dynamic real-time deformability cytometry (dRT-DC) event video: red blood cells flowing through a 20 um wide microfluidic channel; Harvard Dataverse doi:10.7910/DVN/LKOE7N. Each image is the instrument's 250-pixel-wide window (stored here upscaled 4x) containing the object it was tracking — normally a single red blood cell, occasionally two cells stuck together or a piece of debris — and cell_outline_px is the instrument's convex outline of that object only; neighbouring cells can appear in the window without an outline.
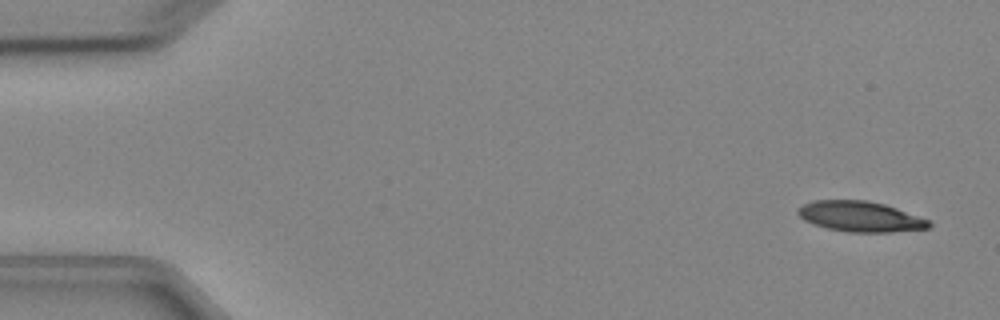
{"species": "Egyptian fruit bat (a non-hibernating species)", "species_latin": "Rousettus aegyptiacus", "temperature_condition": "cold", "stored_images_in_passage": 6, "camera_frame_rate_fps": 3000, "um_per_image_px": 0.085, "animal": {"sex": "female"}, "frame": {"image": 1, "passage_image": 1, "time_ms": 0.0, "image_size_px": [1000, 320], "cell_outline_px": [[932, 224], [928, 228], [888, 232], [848, 232], [828, 228], [804, 220], [796, 212], [804, 204], [812, 200], [868, 200], [884, 204], [932, 220]], "centroid_in_image_um": [73.16, 18.4], "position_along_channel_um": 11.8, "area_um2": 23.12}}